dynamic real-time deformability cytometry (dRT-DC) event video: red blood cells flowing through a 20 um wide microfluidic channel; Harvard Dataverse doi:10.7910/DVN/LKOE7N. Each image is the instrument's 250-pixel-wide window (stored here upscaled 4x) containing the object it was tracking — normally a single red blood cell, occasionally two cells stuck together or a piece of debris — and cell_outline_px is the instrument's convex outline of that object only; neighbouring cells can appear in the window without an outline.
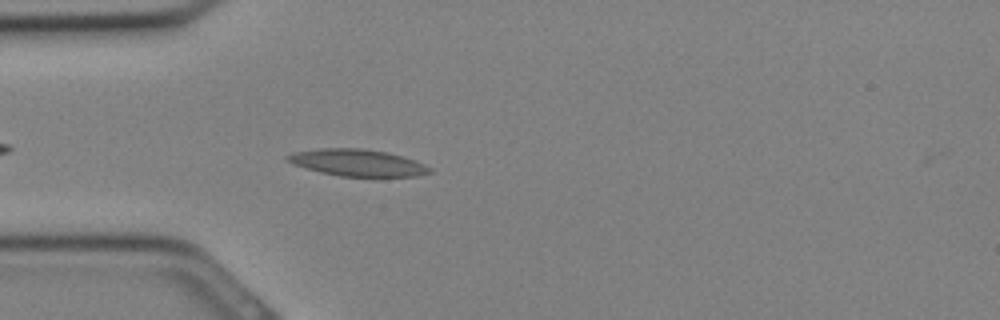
{"species": "Egyptian fruit bat (a non-hibernating species)", "species_latin": "Rousettus aegyptiacus", "temperature_condition": "cold", "stored_images_in_passage": 17, "camera_frame_rate_fps": 3000, "um_per_image_px": 0.085, "animal": {"sex": "female"}, "frame": {"image": 1, "passage_image": 3, "time_ms": 0.667, "image_size_px": [1000, 320], "cell_outline_px": [[432, 172], [416, 176], [340, 176], [292, 164], [284, 156], [296, 152], [320, 148], [360, 148], [388, 152], [424, 164], [432, 168]], "centroid_in_image_um": [30.4, 13.82], "position_along_channel_um": 54.6, "area_um2": 21.79}}
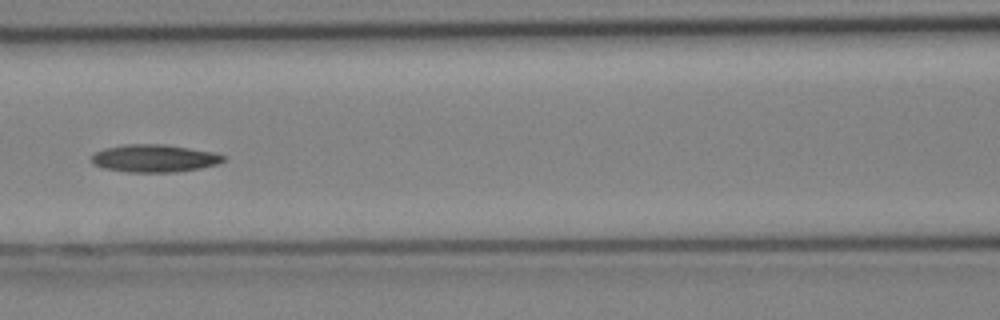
{"frame": {"image": 2, "passage_image": 8, "time_ms": 2.333, "image_size_px": [1000, 320], "cell_outline_px": [[228, 156], [224, 160], [216, 164], [200, 168], [176, 172], [128, 172], [104, 168], [92, 164], [92, 152], [104, 148], [124, 144], [164, 144], [216, 152]], "centroid_in_image_um": [13.11, 13.45], "position_along_channel_um": 153.5, "area_um2": 21.44}}
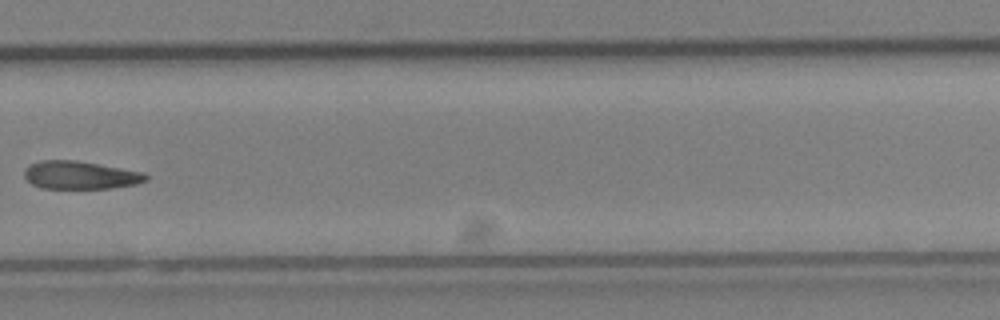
{"frame": {"image": 3, "passage_image": 16, "time_ms": 5.0, "image_size_px": [1000, 320], "cell_outline_px": [[148, 180], [136, 184], [112, 188], [40, 188], [32, 184], [24, 176], [24, 168], [28, 164], [40, 160], [76, 160], [100, 164], [144, 172], [148, 176]], "centroid_in_image_um": [6.81, 14.87], "position_along_channel_um": 323.0, "area_um2": 20.0}}